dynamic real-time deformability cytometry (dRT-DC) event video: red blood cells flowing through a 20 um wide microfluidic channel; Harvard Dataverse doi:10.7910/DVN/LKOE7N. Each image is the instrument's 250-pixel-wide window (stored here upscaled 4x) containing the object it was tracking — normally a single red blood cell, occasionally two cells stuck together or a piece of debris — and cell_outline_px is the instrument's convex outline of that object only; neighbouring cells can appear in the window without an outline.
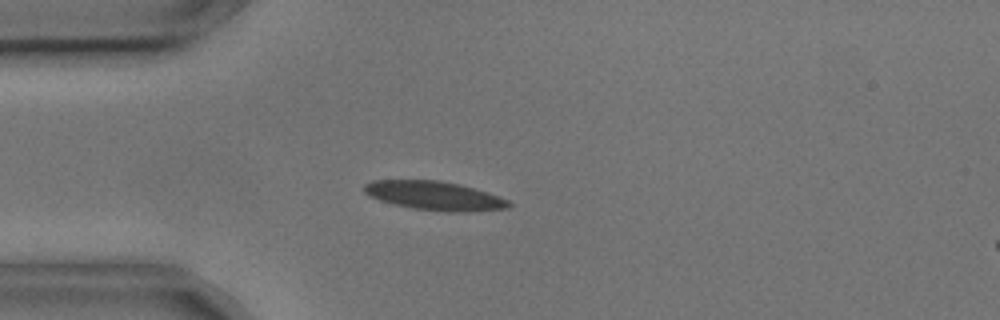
{"species": "common noctule bat (a hibernating species)", "species_latin": "Nyctalus noctula", "temperature_condition": "cold", "stored_images_in_passage": 5, "camera_frame_rate_fps": 3000, "um_per_image_px": 0.085, "animal": {"sex": "male", "body_mass_g": 17.9, "forearm_length_mm": 54.2}, "frame": {"image": 1, "passage_image": 4, "time_ms": 1.0, "image_size_px": [1000, 320], "cell_outline_px": [[512, 204], [508, 208], [468, 212], [448, 212], [412, 208], [392, 204], [368, 196], [364, 192], [364, 184], [372, 180], [440, 180], [460, 184], [508, 200]], "centroid_in_image_um": [36.88, 16.64], "position_along_channel_um": 48.1, "area_um2": 24.28}}